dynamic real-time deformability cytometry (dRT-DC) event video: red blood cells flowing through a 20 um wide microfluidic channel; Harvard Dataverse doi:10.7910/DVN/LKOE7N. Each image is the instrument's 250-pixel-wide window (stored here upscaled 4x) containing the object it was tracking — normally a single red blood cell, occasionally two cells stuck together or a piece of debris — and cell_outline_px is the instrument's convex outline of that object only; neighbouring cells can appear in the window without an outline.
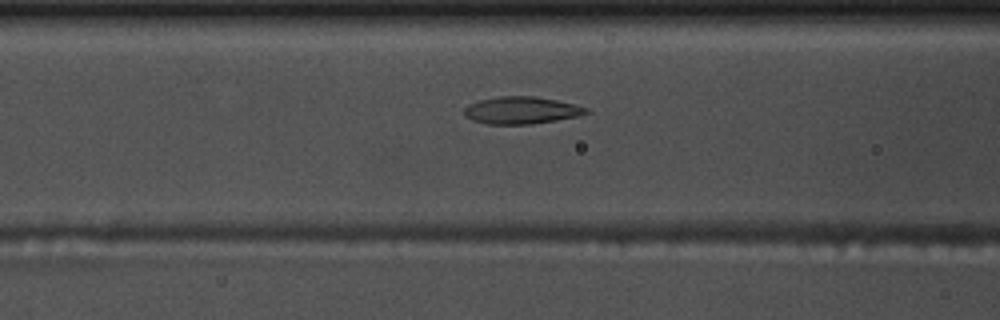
{"species": "common noctule bat (a hibernating species)", "species_latin": "Nyctalus noctula", "temperature_condition": "warm", "stored_images_in_passage": 41, "camera_frame_rate_fps": 3000, "um_per_image_px": 0.085, "animal": {"sex": "male", "body_mass_g": 17.5, "forearm_length_mm": 52.3}, "frame": {"image": 1, "passage_image": 9, "time_ms": 2.667, "image_size_px": [1000, 320], "cell_outline_px": [[588, 112], [580, 116], [532, 124], [488, 124], [472, 120], [464, 112], [464, 108], [468, 104], [480, 100], [500, 96], [536, 96], [556, 100], [588, 108]], "centroid_in_image_um": [44.32, 9.37], "position_along_channel_um": 122.3, "area_um2": 19.19}}
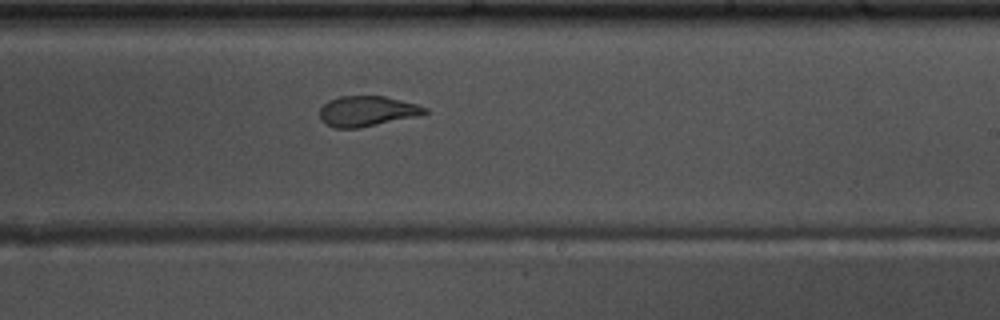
{"frame": {"image": 2, "passage_image": 20, "time_ms": 6.333, "image_size_px": [1000, 320], "cell_outline_px": [[428, 112], [416, 116], [356, 128], [332, 128], [324, 124], [320, 120], [320, 108], [328, 100], [340, 96], [384, 96], [416, 104], [428, 108]], "centroid_in_image_um": [31.14, 9.45], "position_along_channel_um": 257.9, "area_um2": 18.44}}
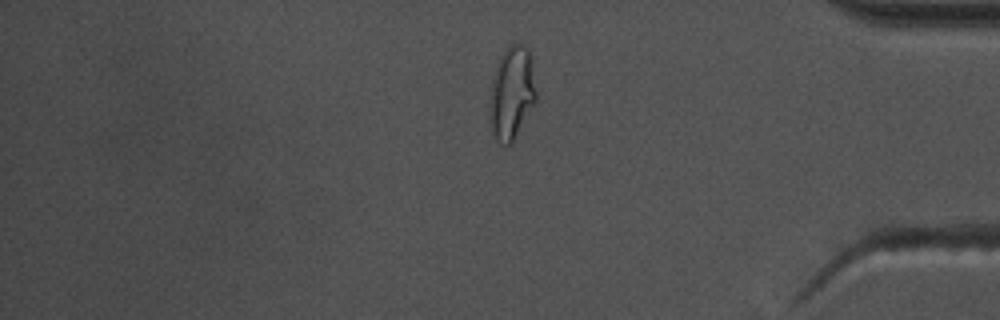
{"frame": {"image": 3, "passage_image": 33, "time_ms": 10.667, "image_size_px": [1000, 320], "cell_outline_px": [[536, 100], [512, 144], [504, 144], [496, 140], [492, 132], [492, 76], [500, 56], [508, 44], [520, 44], [528, 48], [536, 92]], "centroid_in_image_um": [43.52, 7.89], "position_along_channel_um": 391.7, "area_um2": 24.39}, "authors_computed_cell_mechanics": {"area_um2": 19.4786, "velocity_mm_per_s": 3.7075, "shape_relaxation_time_tau1_ms": 9.3676, "shape_relaxation_time_tau2_ms": 1.1454, "deformation_change_tau1": 0.2769, "deformation_change_tau2": 0.0748}}